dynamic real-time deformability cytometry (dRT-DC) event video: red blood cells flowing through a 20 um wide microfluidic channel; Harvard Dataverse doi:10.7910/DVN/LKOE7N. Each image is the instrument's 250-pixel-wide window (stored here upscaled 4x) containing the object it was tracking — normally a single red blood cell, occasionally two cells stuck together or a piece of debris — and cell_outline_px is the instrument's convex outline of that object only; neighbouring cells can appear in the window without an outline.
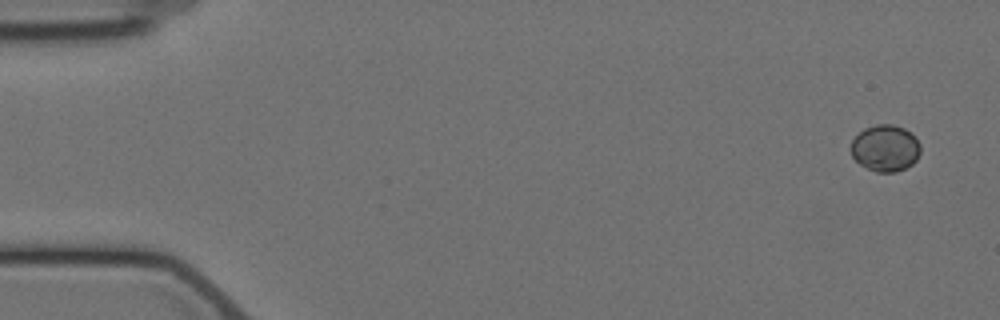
{"species": "Egyptian fruit bat (a non-hibernating species)", "species_latin": "Rousettus aegyptiacus", "temperature_condition": "cold", "stored_images_in_passage": 6, "camera_frame_rate_fps": 3000, "um_per_image_px": 0.085, "animal": {"sex": "female"}, "frame": {"image": 1, "passage_image": 1, "time_ms": 0.0, "image_size_px": [1000, 320], "cell_outline_px": [[920, 152], [916, 160], [912, 164], [896, 172], [876, 172], [860, 164], [852, 156], [852, 140], [864, 128], [876, 124], [892, 124], [904, 128], [920, 144]], "centroid_in_image_um": [75.24, 12.59], "position_along_channel_um": 9.8, "area_um2": 18.61}}
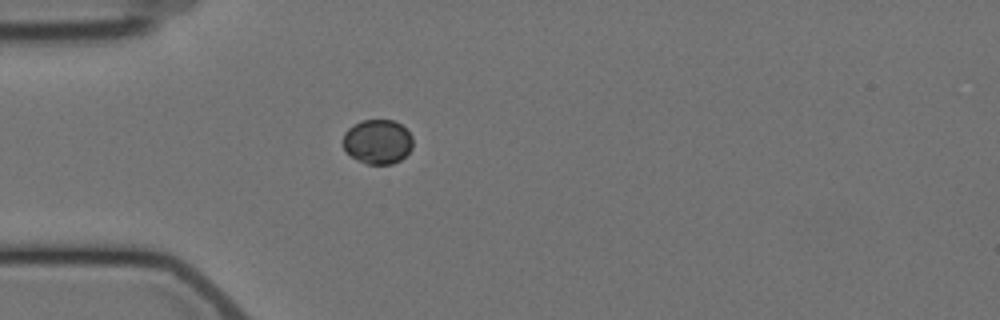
{"frame": {"image": 2, "passage_image": 5, "time_ms": 4.667, "image_size_px": [1000, 320], "cell_outline_px": [[412, 148], [400, 160], [392, 164], [368, 164], [356, 160], [344, 148], [344, 132], [352, 124], [364, 120], [392, 120], [400, 124], [412, 136]], "centroid_in_image_um": [32.09, 12.04], "position_along_channel_um": 52.9, "area_um2": 17.98}}